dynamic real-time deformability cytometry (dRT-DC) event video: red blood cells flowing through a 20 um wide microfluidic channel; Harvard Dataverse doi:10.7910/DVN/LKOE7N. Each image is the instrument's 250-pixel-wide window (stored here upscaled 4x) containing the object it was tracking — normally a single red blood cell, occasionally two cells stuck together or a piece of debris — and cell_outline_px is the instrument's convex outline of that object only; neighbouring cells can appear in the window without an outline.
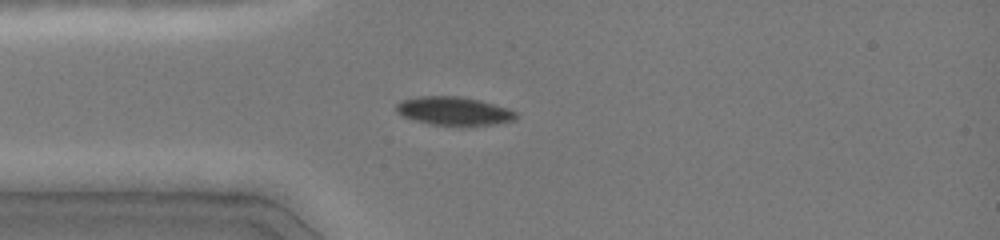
{"species": "common noctule bat (a hibernating species)", "species_latin": "Nyctalus noctula", "temperature_condition": "cold", "stored_images_in_passage": 21, "camera_frame_rate_fps": 3000, "um_per_image_px": 0.085, "animal": {"sex": "female", "body_mass_g": 19.0, "forearm_length_mm": 51.5}, "frame": {"image": 1, "passage_image": 12, "time_ms": 3.667, "image_size_px": [1000, 240], "cell_outline_px": [[516, 120], [492, 124], [432, 124], [416, 120], [404, 116], [396, 112], [396, 104], [400, 100], [416, 96], [460, 96], [480, 100], [508, 108], [516, 112]], "centroid_in_image_um": [38.55, 9.4], "position_along_channel_um": 46.4, "area_um2": 19.48}}